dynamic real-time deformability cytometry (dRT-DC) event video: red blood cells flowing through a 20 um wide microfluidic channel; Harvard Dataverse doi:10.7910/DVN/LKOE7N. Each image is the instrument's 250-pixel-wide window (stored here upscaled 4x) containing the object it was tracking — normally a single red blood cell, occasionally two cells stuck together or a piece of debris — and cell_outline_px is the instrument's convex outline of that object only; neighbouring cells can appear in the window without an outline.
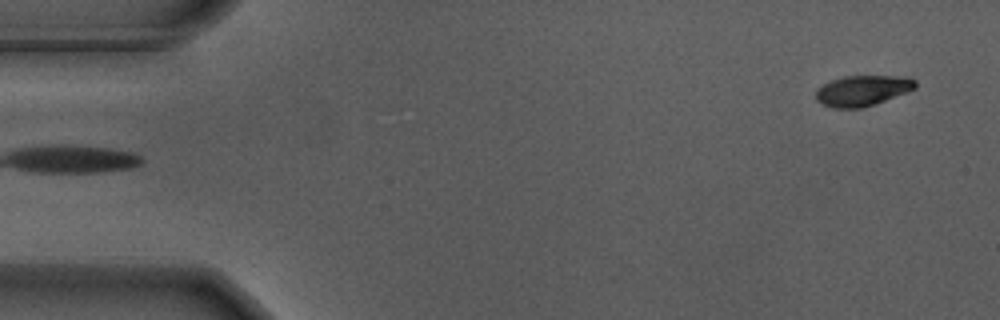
{"species": "Egyptian fruit bat (a non-hibernating species)", "species_latin": "Rousettus aegyptiacus", "temperature_condition": "warm", "stored_images_in_passage": 52, "camera_frame_rate_fps": 3000, "um_per_image_px": 0.085, "animal": {"sex": "male"}, "frame": {"image": 1, "passage_image": 1, "time_ms": 0.0, "image_size_px": [1000, 320], "cell_outline_px": [[916, 88], [884, 100], [860, 108], [836, 108], [824, 104], [816, 100], [816, 88], [832, 80], [844, 76], [896, 76], [916, 80]], "centroid_in_image_um": [73.27, 7.69], "position_along_channel_um": 11.7, "area_um2": 17.28}}
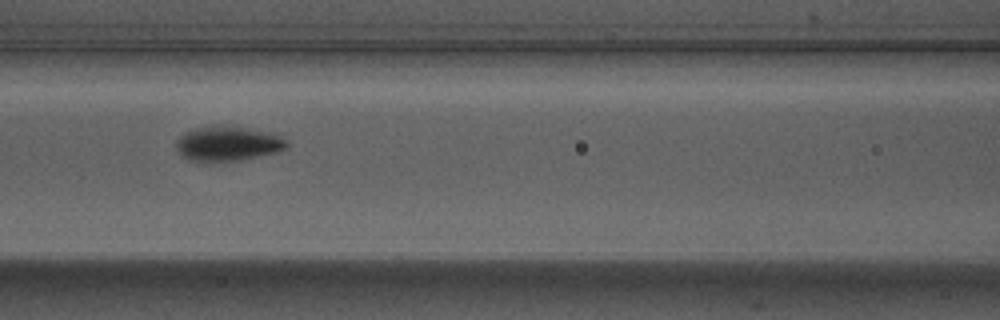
{"frame": {"image": 2, "passage_image": 22, "time_ms": 7.0, "image_size_px": [1000, 320], "cell_outline_px": [[288, 148], [240, 160], [192, 160], [184, 156], [176, 148], [176, 140], [184, 132], [208, 124], [236, 124], [276, 136], [284, 140], [288, 144]], "centroid_in_image_um": [19.3, 12.14], "position_along_channel_um": 147.3, "area_um2": 22.02}}
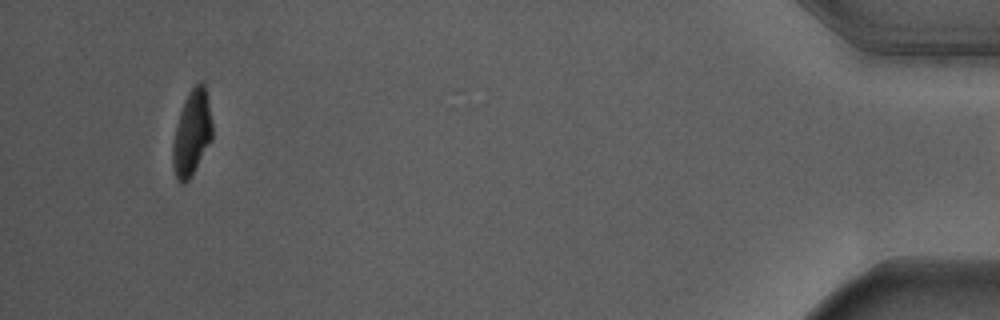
{"frame": {"image": 3, "passage_image": 51, "time_ms": 16.667, "image_size_px": [1000, 320], "cell_outline_px": [[212, 140], [188, 180], [184, 184], [180, 184], [176, 180], [172, 164], [172, 148], [176, 128], [180, 112], [184, 100], [188, 92], [196, 84], [204, 84], [208, 96], [212, 124]], "centroid_in_image_um": [16.3, 11.33], "position_along_channel_um": 418.9, "area_um2": 19.54}}